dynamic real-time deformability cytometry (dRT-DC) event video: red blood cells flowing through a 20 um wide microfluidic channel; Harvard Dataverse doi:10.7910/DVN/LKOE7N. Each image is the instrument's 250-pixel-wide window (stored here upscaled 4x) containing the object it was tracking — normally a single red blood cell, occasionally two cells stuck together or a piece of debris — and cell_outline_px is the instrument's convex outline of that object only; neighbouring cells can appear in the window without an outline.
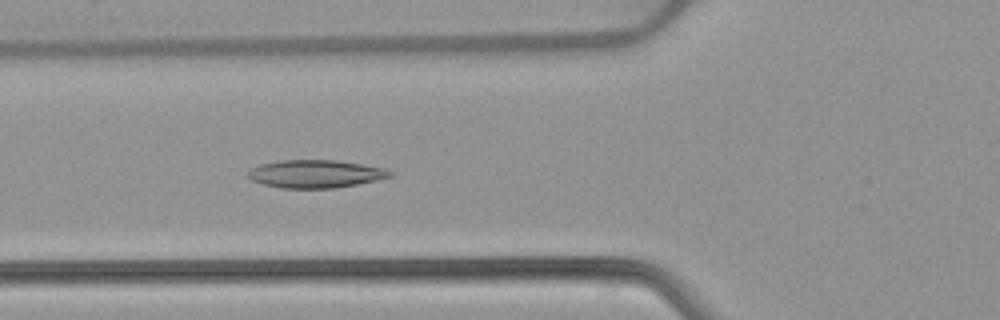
{"species": "common noctule bat (a hibernating species)", "species_latin": "Nyctalus noctula", "temperature_condition": "warm", "stored_images_in_passage": 52, "camera_frame_rate_fps": 3000, "um_per_image_px": 0.085, "animal": {"sex": "female", "body_mass_g": 22.7, "forearm_length_mm": 54.2}, "frame": {"image": 1, "passage_image": 19, "time_ms": 6.0, "image_size_px": [1000, 320], "cell_outline_px": [[396, 172], [392, 176], [376, 180], [336, 188], [280, 188], [248, 180], [248, 172], [252, 168], [260, 164], [280, 160], [336, 160], [388, 168]], "centroid_in_image_um": [26.85, 14.77], "position_along_channel_um": 99.0, "area_um2": 23.29}}
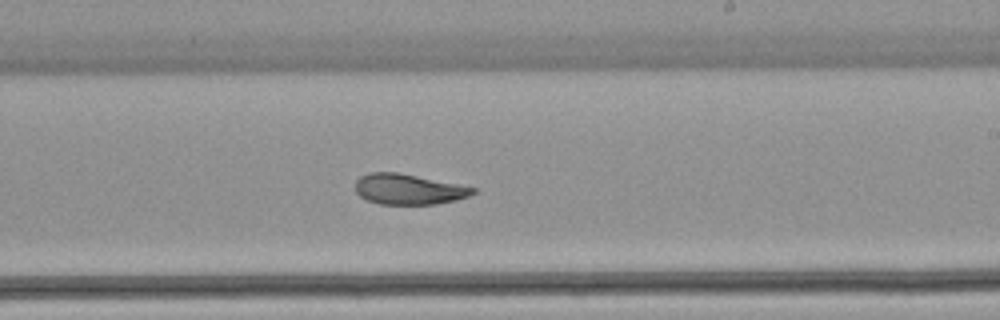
{"frame": {"image": 2, "passage_image": 31, "time_ms": 10.0, "image_size_px": [1000, 320], "cell_outline_px": [[476, 192], [468, 196], [456, 200], [436, 204], [380, 204], [368, 200], [360, 196], [356, 192], [356, 180], [360, 176], [368, 172], [400, 172], [476, 188]], "centroid_in_image_um": [34.71, 16.08], "position_along_channel_um": 254.3, "area_um2": 20.87}}
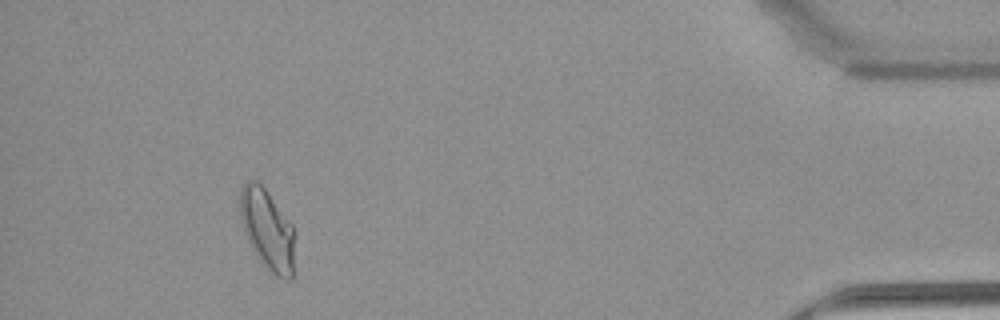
{"frame": {"image": 3, "passage_image": 48, "time_ms": 15.667, "image_size_px": [1000, 320], "cell_outline_px": [[292, 276], [288, 280], [276, 276], [268, 268], [252, 248], [248, 240], [240, 216], [240, 188], [248, 180], [256, 180], [264, 188], [292, 224]], "centroid_in_image_um": [22.69, 19.45], "position_along_channel_um": 412.5, "area_um2": 24.57}, "authors_computed_cell_mechanics": {"area_um2": 23.3512, "velocity_mm_per_s": 3.8778, "shape_relaxation_time_tau1_ms": null, "shape_relaxation_time_tau2_ms": 5.8315, "deformation_change_tau1": null, "deformation_change_tau2": 0.0968}}